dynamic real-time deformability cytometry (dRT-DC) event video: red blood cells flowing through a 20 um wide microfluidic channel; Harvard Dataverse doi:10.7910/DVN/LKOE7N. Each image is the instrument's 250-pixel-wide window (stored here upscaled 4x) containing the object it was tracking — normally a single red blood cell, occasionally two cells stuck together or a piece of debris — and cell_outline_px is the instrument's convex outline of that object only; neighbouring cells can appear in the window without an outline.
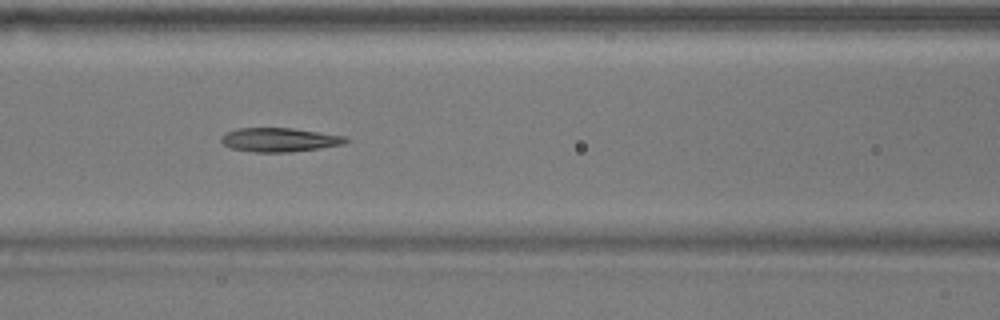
{"species": "common noctule bat (a hibernating species)", "species_latin": "Nyctalus noctula", "temperature_condition": "warm", "stored_images_in_passage": 53, "camera_frame_rate_fps": 3000, "um_per_image_px": 0.085, "animal": {"sex": "male", "body_mass_g": 17.9}, "frame": {"image": 1, "passage_image": 22, "time_ms": 7.0, "image_size_px": [1000, 320], "cell_outline_px": [[348, 140], [344, 144], [320, 148], [292, 152], [252, 152], [228, 148], [220, 140], [220, 136], [228, 132], [240, 128], [292, 128], [344, 136]], "centroid_in_image_um": [23.71, 11.89], "position_along_channel_um": 142.9, "area_um2": 17.34}}
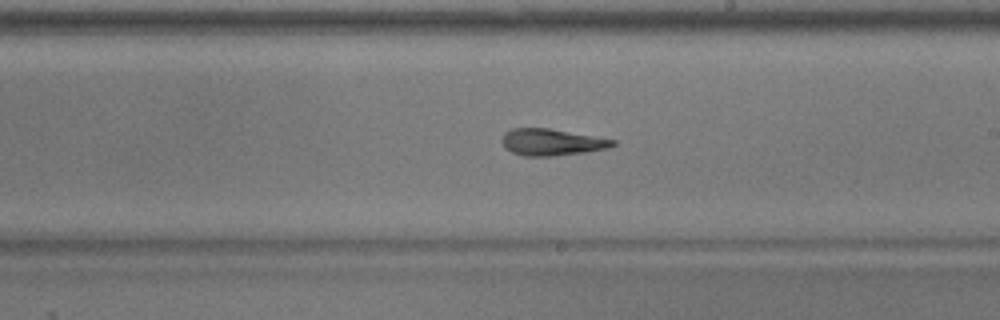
{"frame": {"image": 2, "passage_image": 30, "time_ms": 9.667, "image_size_px": [1000, 320], "cell_outline_px": [[616, 144], [608, 148], [584, 152], [552, 156], [524, 156], [512, 152], [500, 140], [504, 132], [512, 128], [548, 128], [616, 140]], "centroid_in_image_um": [46.88, 12.08], "position_along_channel_um": 242.1, "area_um2": 17.05}}
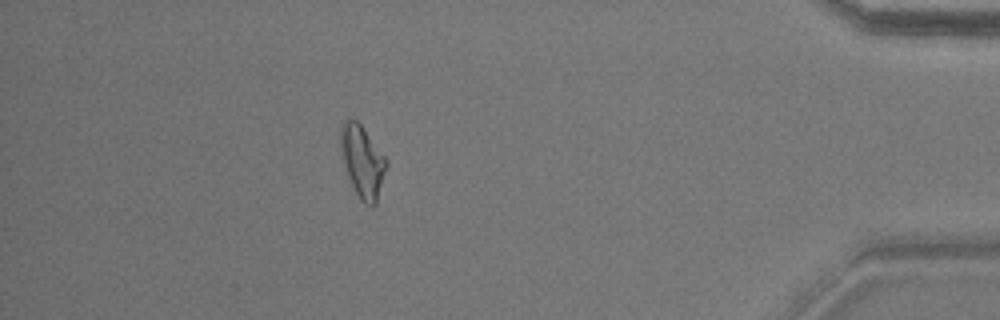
{"frame": {"image": 3, "passage_image": 47, "time_ms": 15.333, "image_size_px": [1000, 320], "cell_outline_px": [[388, 164], [376, 204], [372, 208], [364, 204], [360, 200], [348, 176], [344, 164], [340, 144], [340, 124], [348, 116], [356, 120], [360, 124], [388, 160]], "centroid_in_image_um": [30.81, 13.71], "position_along_channel_um": 404.4, "area_um2": 19.31}, "authors_computed_cell_mechanics": {"area_um2": 18.5538, "velocity_mm_per_s": 3.7263, "shape_relaxation_time_tau1_ms": null, "shape_relaxation_time_tau2_ms": 3.949, "deformation_change_tau1": null, "deformation_change_tau2": 0.1288}}